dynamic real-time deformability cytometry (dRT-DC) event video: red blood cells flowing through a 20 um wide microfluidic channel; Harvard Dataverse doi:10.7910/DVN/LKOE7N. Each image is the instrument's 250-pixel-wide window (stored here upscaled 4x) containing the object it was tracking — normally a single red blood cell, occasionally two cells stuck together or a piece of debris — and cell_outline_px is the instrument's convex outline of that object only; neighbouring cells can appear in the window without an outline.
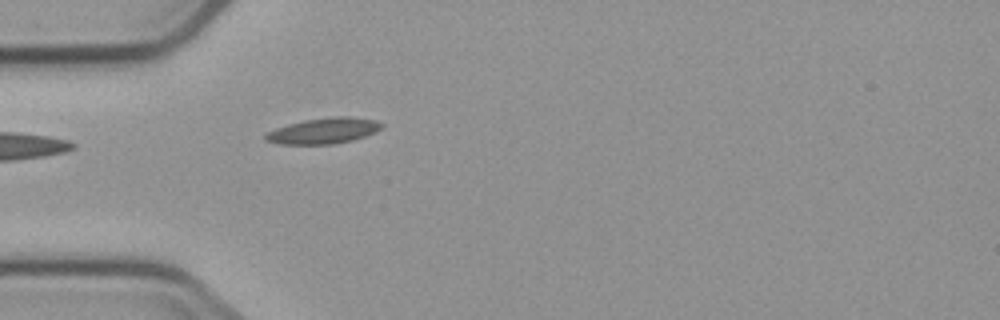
{"species": "common noctule bat (a hibernating species)", "species_latin": "Nyctalus noctula", "temperature_condition": "cold", "stored_images_in_passage": 3, "camera_frame_rate_fps": 3000, "um_per_image_px": 0.085, "animal": {"sex": "male", "body_mass_g": 23.1, "forearm_length_mm": 52.7}, "frame": {"image": 1, "passage_image": 3, "time_ms": 2.333, "image_size_px": [1000, 320], "cell_outline_px": [[384, 124], [376, 132], [352, 140], [332, 144], [280, 144], [264, 140], [264, 136], [268, 132], [276, 128], [288, 124], [304, 120], [332, 116], [348, 116], [376, 120]], "centroid_in_image_um": [27.5, 11.11], "position_along_channel_um": 57.5, "area_um2": 17.4}}